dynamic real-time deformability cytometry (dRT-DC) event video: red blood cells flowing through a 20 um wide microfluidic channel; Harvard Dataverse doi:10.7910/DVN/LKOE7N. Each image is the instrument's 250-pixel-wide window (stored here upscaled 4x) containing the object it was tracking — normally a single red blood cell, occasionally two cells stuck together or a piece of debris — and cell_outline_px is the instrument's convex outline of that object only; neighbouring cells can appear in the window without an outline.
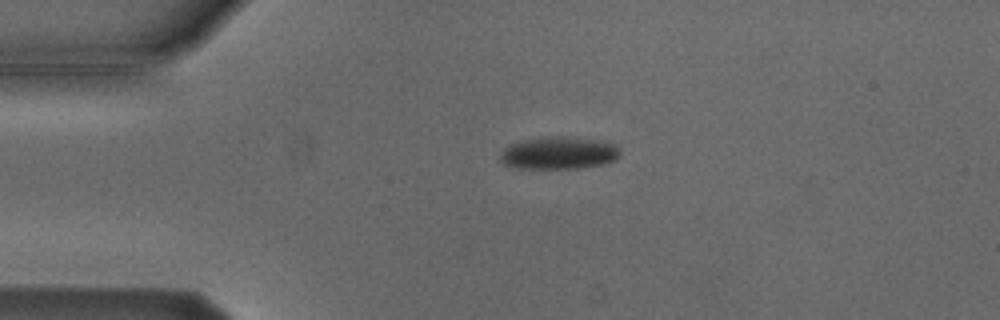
{"species": "Egyptian fruit bat (a non-hibernating species)", "species_latin": "Rousettus aegyptiacus", "temperature_condition": "cold", "stored_images_in_passage": 2, "camera_frame_rate_fps": 3000, "um_per_image_px": 0.085, "animal": {"sex": "male"}, "frame": {"image": 1, "passage_image": 1, "time_ms": 0.0, "image_size_px": [1000, 320], "cell_outline_px": [[620, 152], [616, 160], [604, 164], [576, 168], [520, 168], [504, 164], [500, 160], [500, 156], [504, 148], [512, 144], [524, 140], [540, 136], [564, 136], [600, 140], [616, 144], [620, 148]], "centroid_in_image_um": [47.53, 12.99], "position_along_channel_um": 37.5, "area_um2": 22.77}}